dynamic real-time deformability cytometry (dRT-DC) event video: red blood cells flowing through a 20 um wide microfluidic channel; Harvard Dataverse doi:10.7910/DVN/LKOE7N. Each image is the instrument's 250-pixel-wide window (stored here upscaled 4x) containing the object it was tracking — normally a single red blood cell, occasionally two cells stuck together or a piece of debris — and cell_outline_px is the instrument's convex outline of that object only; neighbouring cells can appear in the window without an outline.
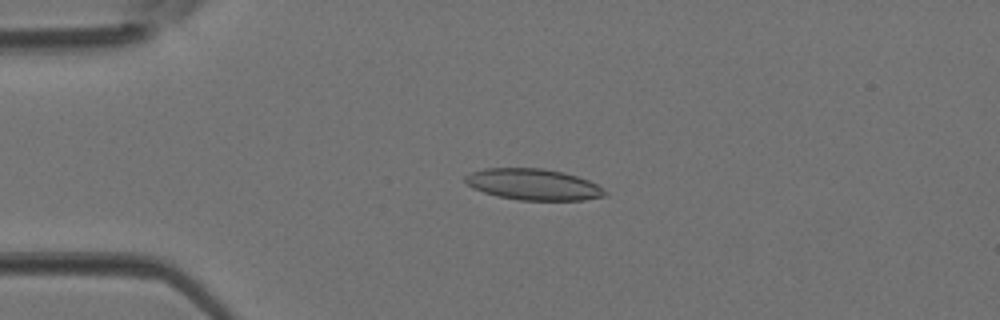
{"species": "Egyptian fruit bat (a non-hibernating species)", "species_latin": "Rousettus aegyptiacus", "temperature_condition": "room temperature", "stored_images_in_passage": 4, "camera_frame_rate_fps": 3000, "um_per_image_px": 0.085, "animal": {"sex": "female"}, "frame": {"image": 1, "passage_image": 3, "time_ms": 0.667, "image_size_px": [1000, 320], "cell_outline_px": [[608, 196], [584, 200], [520, 200], [496, 196], [472, 188], [464, 180], [464, 176], [472, 172], [484, 168], [544, 168], [564, 172], [588, 180], [596, 184], [608, 192]], "centroid_in_image_um": [45.35, 15.68], "position_along_channel_um": 39.7, "area_um2": 25.55}}